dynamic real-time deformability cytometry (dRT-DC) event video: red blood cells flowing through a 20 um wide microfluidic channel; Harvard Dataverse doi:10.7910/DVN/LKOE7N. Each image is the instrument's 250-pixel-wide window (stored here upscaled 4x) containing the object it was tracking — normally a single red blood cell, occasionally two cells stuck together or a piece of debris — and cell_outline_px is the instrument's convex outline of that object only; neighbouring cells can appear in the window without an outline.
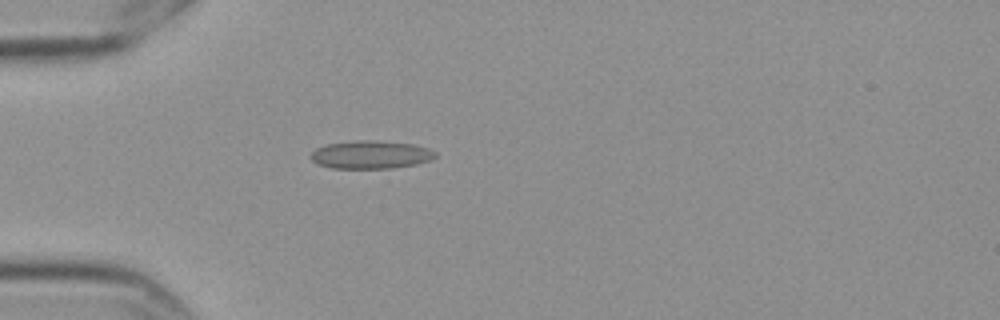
{"species": "Egyptian fruit bat (a non-hibernating species)", "species_latin": "Rousettus aegyptiacus", "temperature_condition": "cold", "stored_images_in_passage": 6, "camera_frame_rate_fps": 3000, "um_per_image_px": 0.085, "frame": {"image": 1, "passage_image": 5, "time_ms": 1.333, "image_size_px": [1000, 320], "cell_outline_px": [[436, 156], [432, 160], [416, 164], [392, 168], [332, 168], [320, 164], [312, 160], [312, 152], [316, 148], [328, 144], [360, 140], [376, 140], [412, 144], [428, 148], [436, 152]], "centroid_in_image_um": [31.56, 13.14], "position_along_channel_um": 53.4, "area_um2": 20.17}}